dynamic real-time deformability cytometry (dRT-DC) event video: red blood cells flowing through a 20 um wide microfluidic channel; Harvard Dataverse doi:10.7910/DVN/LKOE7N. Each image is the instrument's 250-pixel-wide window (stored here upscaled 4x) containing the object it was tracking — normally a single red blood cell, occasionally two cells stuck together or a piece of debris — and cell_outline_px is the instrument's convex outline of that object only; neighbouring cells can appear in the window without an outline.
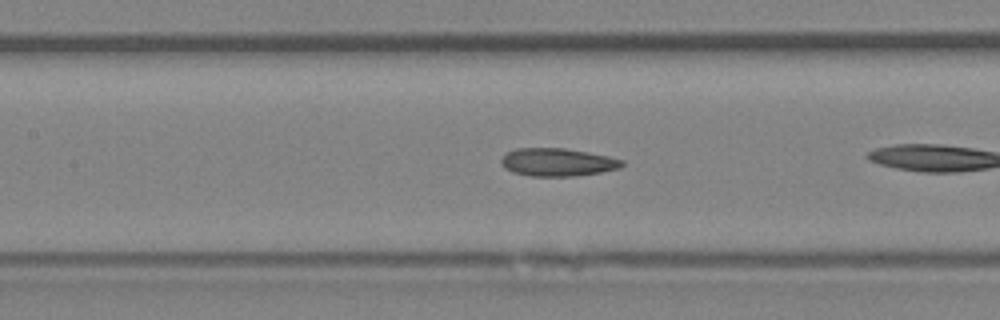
{"species": "Egyptian fruit bat (a non-hibernating species)", "species_latin": "Rousettus aegyptiacus", "temperature_condition": "room temperature", "stored_images_in_passage": 25, "camera_frame_rate_fps": 3000, "um_per_image_px": 0.085, "animal": {"sex": "female"}, "frame": {"image": 1, "passage_image": 8, "time_ms": 2.333, "image_size_px": [1000, 320], "cell_outline_px": [[624, 164], [620, 168], [600, 172], [572, 176], [532, 176], [512, 172], [504, 168], [500, 160], [504, 152], [516, 148], [564, 148], [588, 152], [608, 156], [624, 160]], "centroid_in_image_um": [47.35, 13.78], "position_along_channel_um": 160.0, "area_um2": 19.77}, "authors_computed_cell_mechanics": {"area_um2": 19.3052, "velocity_mm_per_s": 4.2018, "shape_relaxation_time_tau1_ms": 6.5602, "shape_relaxation_time_tau2_ms": 2.8232, "deformation_change_tau1": 0.1531, "deformation_change_tau2": 0.0929}}